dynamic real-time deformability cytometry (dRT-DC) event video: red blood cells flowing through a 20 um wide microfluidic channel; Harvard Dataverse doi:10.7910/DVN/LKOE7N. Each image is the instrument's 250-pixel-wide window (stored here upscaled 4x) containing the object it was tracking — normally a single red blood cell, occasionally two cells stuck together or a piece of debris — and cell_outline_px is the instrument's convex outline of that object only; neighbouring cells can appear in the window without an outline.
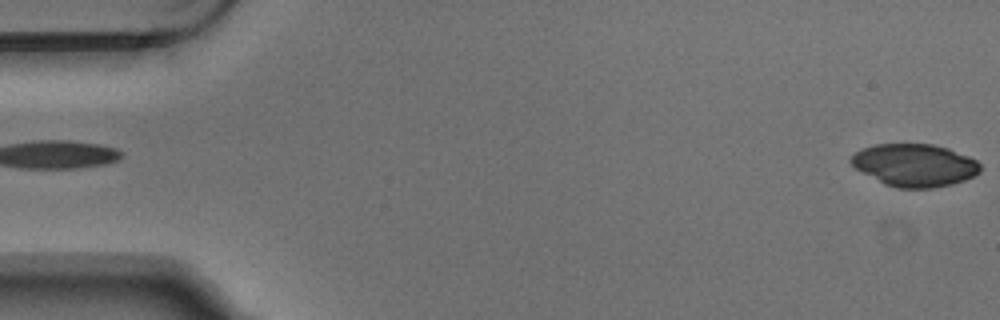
{"species": "Egyptian fruit bat (a non-hibernating species)", "species_latin": "Rousettus aegyptiacus", "temperature_condition": "warm", "stored_images_in_passage": 5, "segment_of_instrument_passage": [2, 2], "camera_frame_rate_fps": 3000, "um_per_image_px": 0.085, "animal": {"sex": "male"}, "frame": {"image": 1, "passage_image": 5, "time_ms": 1.333, "image_size_px": [1000, 320], "cell_outline_px": [[980, 172], [964, 180], [952, 184], [932, 188], [896, 188], [884, 184], [856, 168], [848, 160], [856, 152], [864, 148], [876, 144], [932, 144], [948, 148], [968, 156], [976, 160], [980, 164]], "centroid_in_image_um": [77.75, 14.04], "position_along_channel_um": 7.3, "area_um2": 31.85}}